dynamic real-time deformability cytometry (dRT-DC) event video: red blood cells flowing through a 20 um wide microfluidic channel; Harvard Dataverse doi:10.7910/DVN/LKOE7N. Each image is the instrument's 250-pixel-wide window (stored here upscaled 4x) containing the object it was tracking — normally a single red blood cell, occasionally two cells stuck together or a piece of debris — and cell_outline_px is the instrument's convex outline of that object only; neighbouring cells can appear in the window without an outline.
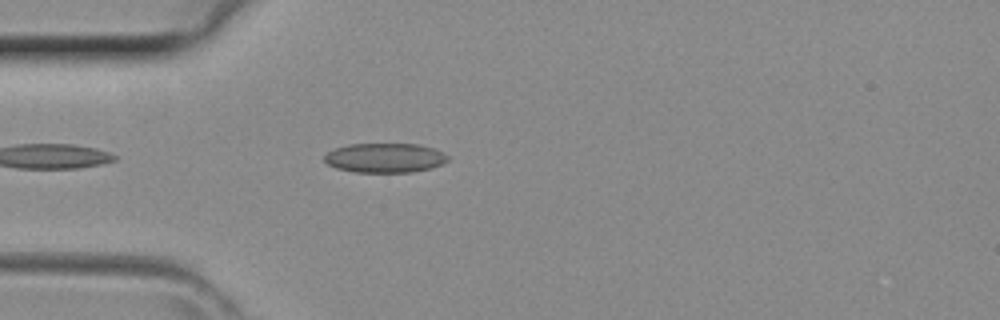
{"species": "common noctule bat (a hibernating species)", "species_latin": "Nyctalus noctula", "temperature_condition": "room temperature", "stored_images_in_passage": 28, "camera_frame_rate_fps": 3000, "um_per_image_px": 0.085, "animal": {"sex": "female", "body_mass_g": 29.2, "forearm_length_mm": 56.3}, "frame": {"image": 1, "passage_image": 1, "time_ms": 0.0, "image_size_px": [1000, 320], "cell_outline_px": [[448, 160], [444, 164], [432, 168], [412, 172], [356, 172], [336, 168], [328, 164], [324, 160], [324, 156], [328, 152], [336, 148], [348, 144], [420, 144], [444, 152], [448, 156]], "centroid_in_image_um": [32.75, 13.42], "position_along_channel_um": 52.3, "area_um2": 21.27}}
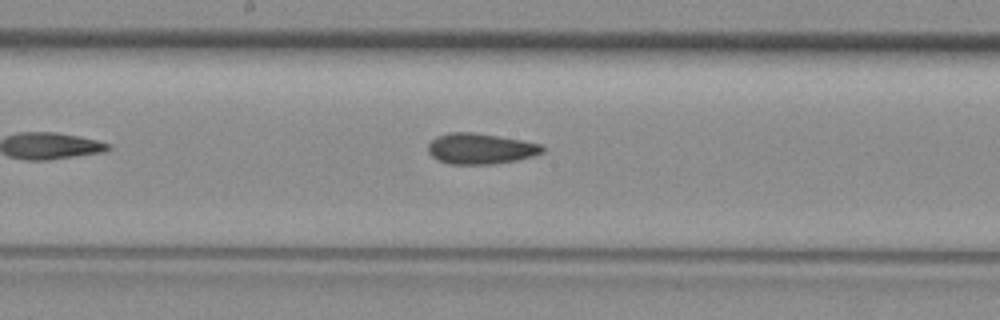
{"frame": {"image": 2, "passage_image": 11, "time_ms": 3.333, "image_size_px": [1000, 320], "cell_outline_px": [[544, 152], [532, 156], [516, 160], [492, 164], [448, 164], [432, 156], [428, 152], [428, 144], [436, 136], [448, 132], [472, 132], [520, 140], [540, 144], [544, 148]], "centroid_in_image_um": [40.81, 12.63], "position_along_channel_um": 207.4, "area_um2": 20.29}}
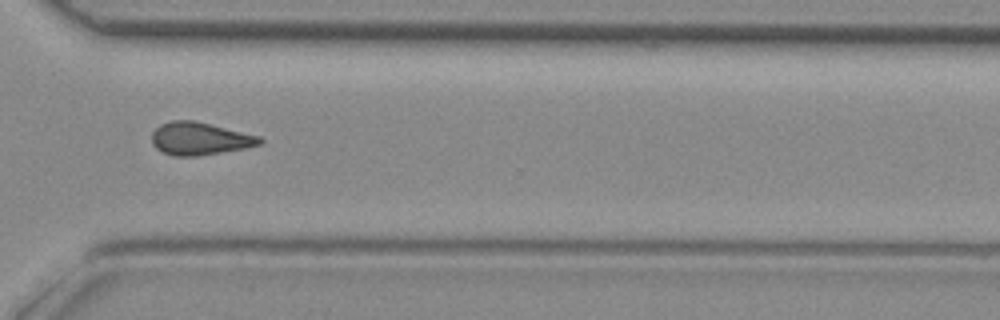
{"frame": {"image": 3, "passage_image": 20, "time_ms": 6.333, "image_size_px": [1000, 320], "cell_outline_px": [[264, 140], [260, 144], [244, 148], [196, 156], [172, 156], [156, 148], [152, 144], [152, 132], [160, 124], [172, 120], [192, 120], [260, 136]], "centroid_in_image_um": [16.95, 11.78], "position_along_channel_um": 353.7, "area_um2": 20.35}}